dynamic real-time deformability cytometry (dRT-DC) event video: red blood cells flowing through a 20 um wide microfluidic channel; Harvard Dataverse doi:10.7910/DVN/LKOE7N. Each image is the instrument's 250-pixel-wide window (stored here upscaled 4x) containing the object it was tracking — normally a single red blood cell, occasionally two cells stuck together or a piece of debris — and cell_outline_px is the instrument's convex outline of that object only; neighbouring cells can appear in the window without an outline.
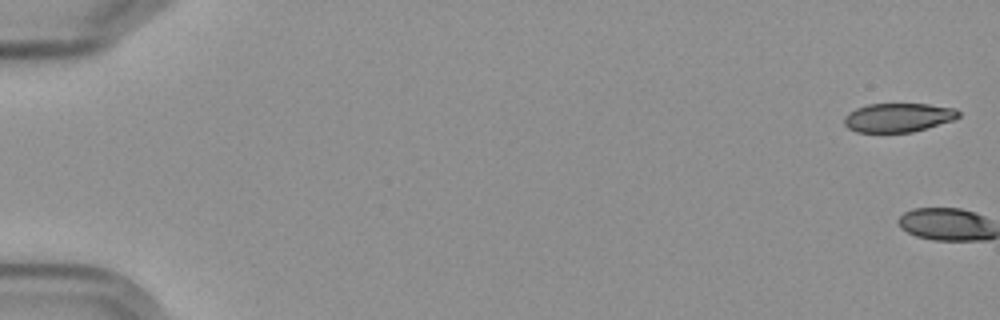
{"species": "Egyptian fruit bat (a non-hibernating species)", "species_latin": "Rousettus aegyptiacus", "temperature_condition": "cold", "stored_images_in_passage": 15, "camera_frame_rate_fps": 3000, "um_per_image_px": 0.085, "frame": {"image": 1, "passage_image": 1, "time_ms": 0.0, "image_size_px": [1000, 320], "cell_outline_px": [[960, 116], [952, 120], [912, 132], [856, 132], [848, 128], [844, 124], [844, 116], [848, 112], [856, 108], [868, 104], [928, 104], [956, 108], [960, 112]], "centroid_in_image_um": [76.32, 9.98], "position_along_channel_um": 8.7, "area_um2": 19.25}}
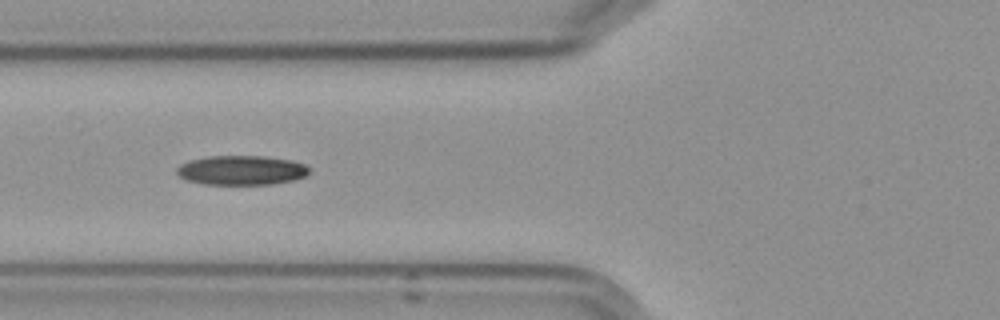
{"frame": {"image": 2, "passage_image": 7, "time_ms": 8.0, "image_size_px": [1000, 320], "cell_outline_px": [[308, 172], [304, 176], [296, 180], [272, 184], [204, 184], [188, 180], [180, 176], [176, 172], [176, 168], [180, 164], [188, 160], [208, 156], [264, 156], [292, 160], [304, 164], [308, 168]], "centroid_in_image_um": [20.51, 14.46], "position_along_channel_um": 105.3, "area_um2": 22.72}, "authors_computed_cell_mechanics": {"area_um2": 21.964, "velocity_mm_per_s": 3.6121, "shape_relaxation_time_tau1_ms": 8.7369, "shape_relaxation_time_tau2_ms": 5.1761, "deformation_change_tau1": 0.1641, "deformation_change_tau2": 0.0933}}